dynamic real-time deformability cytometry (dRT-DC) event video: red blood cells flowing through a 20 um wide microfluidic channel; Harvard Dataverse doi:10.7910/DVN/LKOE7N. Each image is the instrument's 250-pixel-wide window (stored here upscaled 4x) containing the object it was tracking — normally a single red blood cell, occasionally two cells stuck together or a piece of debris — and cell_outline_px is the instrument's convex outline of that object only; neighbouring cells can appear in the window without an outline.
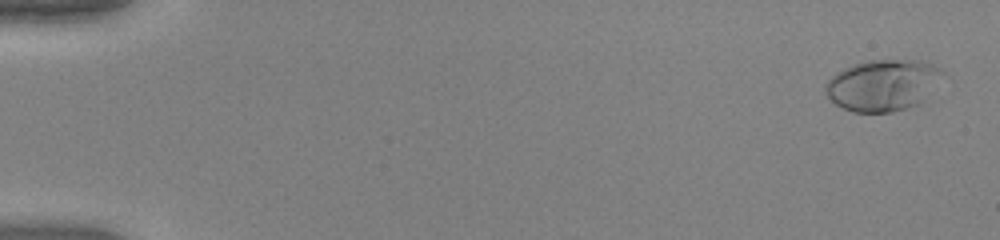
{"species": "human", "species_latin": "Homo sapiens", "temperature_condition": "warm", "stored_images_in_passage": 52, "camera_frame_rate_fps": 3000, "um_per_image_px": 0.085, "donor": {"sex": "female"}, "frame": {"image": 1, "passage_image": 2, "time_ms": 0.333, "image_size_px": [1000, 240], "cell_outline_px": [[944, 72], [920, 104], [908, 108], [892, 112], [852, 112], [836, 104], [828, 96], [824, 88], [824, 84], [836, 72], [844, 68], [868, 60], [920, 60], [932, 64], [940, 68]], "centroid_in_image_um": [75.02, 7.24], "position_along_channel_um": 10.0, "area_um2": 34.8}}
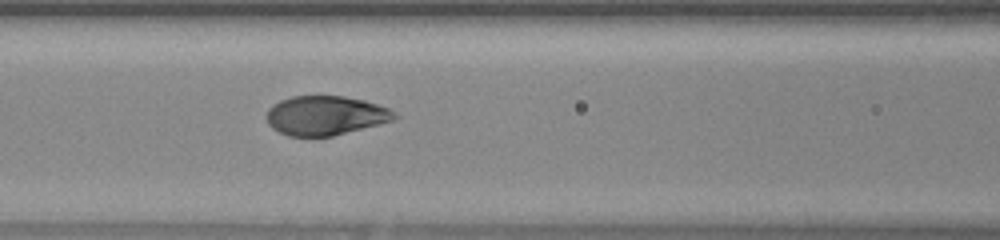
{"frame": {"image": 2, "passage_image": 24, "time_ms": 7.667, "image_size_px": [1000, 240], "cell_outline_px": [[400, 116], [392, 120], [332, 136], [288, 136], [272, 128], [268, 124], [268, 108], [272, 104], [280, 100], [292, 96], [344, 96], [364, 100], [388, 108], [396, 112]], "centroid_in_image_um": [27.65, 9.81], "position_along_channel_um": 138.9, "area_um2": 29.07}}
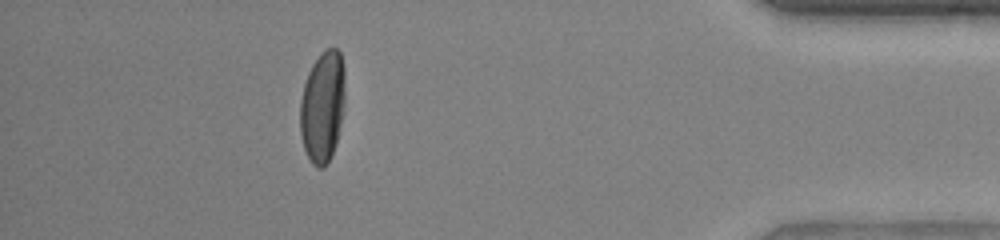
{"frame": {"image": 3, "passage_image": 47, "time_ms": 15.333, "image_size_px": [1000, 240], "cell_outline_px": [[344, 100], [340, 124], [336, 144], [324, 168], [316, 168], [312, 164], [304, 148], [300, 132], [300, 100], [304, 84], [308, 72], [312, 64], [320, 52], [328, 48], [336, 48], [340, 52], [344, 68]], "centroid_in_image_um": [27.4, 9.04], "position_along_channel_um": 407.8, "area_um2": 29.13}}